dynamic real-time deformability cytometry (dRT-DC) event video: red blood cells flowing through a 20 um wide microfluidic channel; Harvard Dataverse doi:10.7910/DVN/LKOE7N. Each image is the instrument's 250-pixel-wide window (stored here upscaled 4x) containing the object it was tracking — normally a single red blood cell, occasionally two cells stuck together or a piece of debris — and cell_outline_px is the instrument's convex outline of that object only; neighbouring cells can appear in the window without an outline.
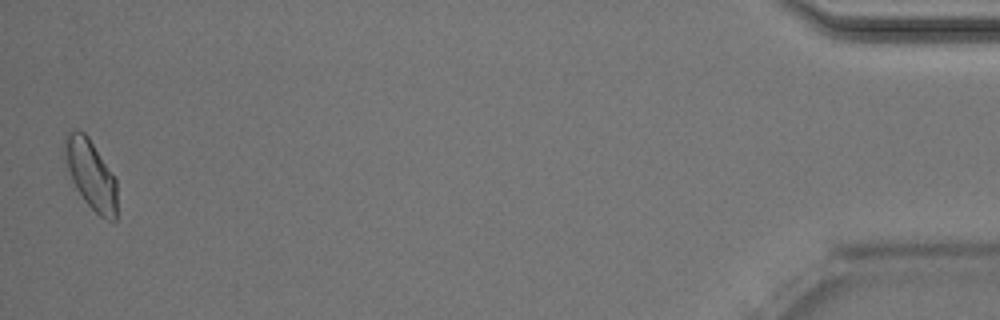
{"species": "Egyptian fruit bat (a non-hibernating species)", "species_latin": "Rousettus aegyptiacus", "temperature_condition": "room temperature", "stored_images_in_passage": 49, "camera_frame_rate_fps": 3000, "um_per_image_px": 0.085, "animal": {"sex": "male"}, "frame": {"image": 1, "passage_image": 49, "time_ms": 16.0, "image_size_px": [1000, 320], "cell_outline_px": [[116, 220], [108, 220], [100, 216], [84, 200], [76, 188], [72, 180], [64, 160], [64, 140], [68, 132], [76, 128], [84, 132], [88, 136], [116, 180]], "centroid_in_image_um": [7.69, 14.8], "position_along_channel_um": 427.5, "area_um2": 20.92}, "authors_computed_cell_mechanics": {"area_um2": 21.0392, "velocity_mm_per_s": 4.0039, "shape_relaxation_time_tau1_ms": 3.9172, "shape_relaxation_time_tau2_ms": 1.4784, "deformation_change_tau1": 0.0914, "deformation_change_tau2": 0.0659}}